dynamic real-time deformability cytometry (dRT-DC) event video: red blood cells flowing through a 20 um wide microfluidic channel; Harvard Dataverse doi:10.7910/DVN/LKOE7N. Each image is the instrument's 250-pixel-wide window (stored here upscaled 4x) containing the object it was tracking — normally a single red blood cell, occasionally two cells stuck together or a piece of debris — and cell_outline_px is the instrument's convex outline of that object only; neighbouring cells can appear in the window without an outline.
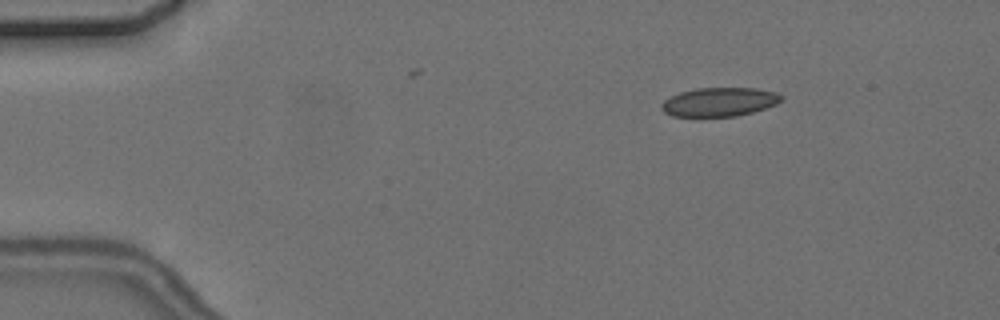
{"species": "common noctule bat (a hibernating species)", "species_latin": "Nyctalus noctula", "temperature_condition": "cold", "stored_images_in_passage": 5, "camera_frame_rate_fps": 3000, "um_per_image_px": 0.085, "animal": {"sex": "female", "body_mass_g": 24.6, "forearm_length_mm": 56.2}, "frame": {"image": 1, "passage_image": 1, "time_ms": 0.0, "image_size_px": [1000, 320], "cell_outline_px": [[784, 100], [776, 104], [752, 112], [736, 116], [672, 116], [664, 112], [660, 108], [660, 104], [664, 100], [680, 92], [696, 88], [756, 88], [776, 92], [784, 96]], "centroid_in_image_um": [61.16, 8.66], "position_along_channel_um": 23.8, "area_um2": 20.17}}